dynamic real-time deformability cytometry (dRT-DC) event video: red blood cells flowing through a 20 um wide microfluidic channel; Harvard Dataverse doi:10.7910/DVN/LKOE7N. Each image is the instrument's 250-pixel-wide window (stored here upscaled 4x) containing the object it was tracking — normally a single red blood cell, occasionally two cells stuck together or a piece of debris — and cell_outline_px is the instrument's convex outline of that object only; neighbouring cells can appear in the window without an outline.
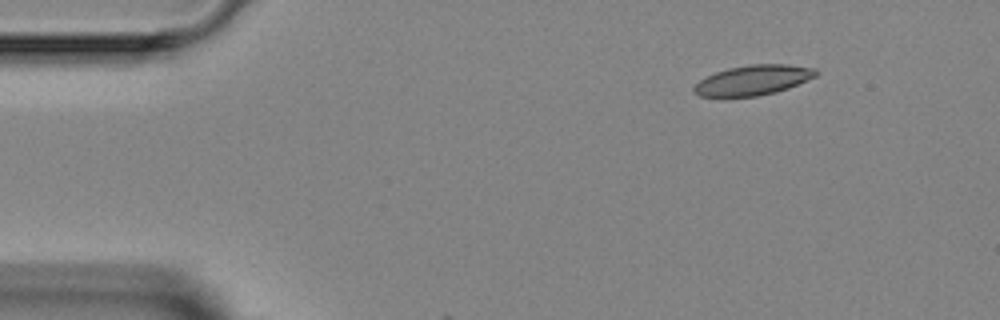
{"species": "Egyptian fruit bat (a non-hibernating species)", "species_latin": "Rousettus aegyptiacus", "temperature_condition": "room temperature", "stored_images_in_passage": 3, "camera_frame_rate_fps": 3000, "um_per_image_px": 0.085, "animal": {"sex": "female"}, "frame": {"image": 1, "passage_image": 1, "time_ms": 0.0, "image_size_px": [1000, 320], "cell_outline_px": [[820, 72], [816, 76], [788, 88], [776, 92], [756, 96], [700, 96], [692, 92], [692, 88], [700, 80], [716, 72], [728, 68], [748, 64], [788, 64], [816, 68]], "centroid_in_image_um": [64.04, 6.8], "position_along_channel_um": 21.0, "area_um2": 21.27}}
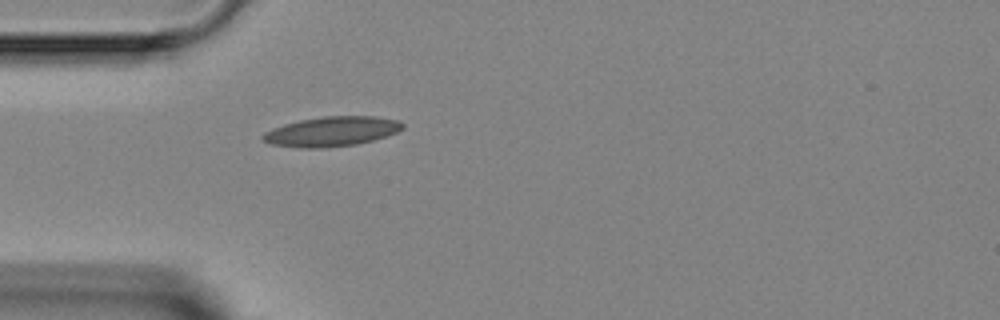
{"frame": {"image": 2, "passage_image": 3, "time_ms": 2.667, "image_size_px": [1000, 320], "cell_outline_px": [[404, 128], [396, 132], [372, 140], [356, 144], [320, 148], [300, 148], [268, 144], [260, 140], [260, 136], [264, 132], [272, 128], [284, 124], [300, 120], [324, 116], [376, 116], [400, 120], [404, 124]], "centroid_in_image_um": [28.14, 11.17], "position_along_channel_um": 56.9, "area_um2": 24.39}}